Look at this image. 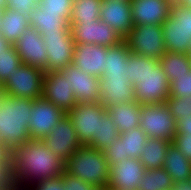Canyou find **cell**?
Returning <instances> with one entry per match:
<instances>
[{"label": "cell", "instance_id": "4316f807", "mask_svg": "<svg viewBox=\"0 0 191 190\" xmlns=\"http://www.w3.org/2000/svg\"><path fill=\"white\" fill-rule=\"evenodd\" d=\"M162 70L168 82L171 83L176 77H180L191 71V57L189 54L166 51L159 59Z\"/></svg>", "mask_w": 191, "mask_h": 190}, {"label": "cell", "instance_id": "c3c4849f", "mask_svg": "<svg viewBox=\"0 0 191 190\" xmlns=\"http://www.w3.org/2000/svg\"><path fill=\"white\" fill-rule=\"evenodd\" d=\"M8 45L9 43L0 34V54H1V51L4 50Z\"/></svg>", "mask_w": 191, "mask_h": 190}, {"label": "cell", "instance_id": "2e32d148", "mask_svg": "<svg viewBox=\"0 0 191 190\" xmlns=\"http://www.w3.org/2000/svg\"><path fill=\"white\" fill-rule=\"evenodd\" d=\"M42 97L62 108L66 113L77 105L74 92L71 91L68 81L60 71L44 73Z\"/></svg>", "mask_w": 191, "mask_h": 190}, {"label": "cell", "instance_id": "277c9868", "mask_svg": "<svg viewBox=\"0 0 191 190\" xmlns=\"http://www.w3.org/2000/svg\"><path fill=\"white\" fill-rule=\"evenodd\" d=\"M139 104H164L170 94V83L157 59L145 56V73L134 85Z\"/></svg>", "mask_w": 191, "mask_h": 190}, {"label": "cell", "instance_id": "8992f818", "mask_svg": "<svg viewBox=\"0 0 191 190\" xmlns=\"http://www.w3.org/2000/svg\"><path fill=\"white\" fill-rule=\"evenodd\" d=\"M140 128L148 138L172 142L176 134V121L166 103L140 104Z\"/></svg>", "mask_w": 191, "mask_h": 190}, {"label": "cell", "instance_id": "74e56055", "mask_svg": "<svg viewBox=\"0 0 191 190\" xmlns=\"http://www.w3.org/2000/svg\"><path fill=\"white\" fill-rule=\"evenodd\" d=\"M170 17L179 22V24L191 35V9L174 5L170 11Z\"/></svg>", "mask_w": 191, "mask_h": 190}, {"label": "cell", "instance_id": "5b68a950", "mask_svg": "<svg viewBox=\"0 0 191 190\" xmlns=\"http://www.w3.org/2000/svg\"><path fill=\"white\" fill-rule=\"evenodd\" d=\"M44 71L28 64H21L0 87V92L15 97L36 100L42 97Z\"/></svg>", "mask_w": 191, "mask_h": 190}, {"label": "cell", "instance_id": "ab89813d", "mask_svg": "<svg viewBox=\"0 0 191 190\" xmlns=\"http://www.w3.org/2000/svg\"><path fill=\"white\" fill-rule=\"evenodd\" d=\"M103 153L108 161L109 166L125 160L123 157L122 143L119 138L110 147H107Z\"/></svg>", "mask_w": 191, "mask_h": 190}, {"label": "cell", "instance_id": "603a6c76", "mask_svg": "<svg viewBox=\"0 0 191 190\" xmlns=\"http://www.w3.org/2000/svg\"><path fill=\"white\" fill-rule=\"evenodd\" d=\"M1 25L0 34L10 45H14L24 31L31 27L27 14L6 7L3 9Z\"/></svg>", "mask_w": 191, "mask_h": 190}, {"label": "cell", "instance_id": "d6986e66", "mask_svg": "<svg viewBox=\"0 0 191 190\" xmlns=\"http://www.w3.org/2000/svg\"><path fill=\"white\" fill-rule=\"evenodd\" d=\"M106 55V46L75 43L72 63L82 72L100 78L105 71Z\"/></svg>", "mask_w": 191, "mask_h": 190}, {"label": "cell", "instance_id": "f1b7e54d", "mask_svg": "<svg viewBox=\"0 0 191 190\" xmlns=\"http://www.w3.org/2000/svg\"><path fill=\"white\" fill-rule=\"evenodd\" d=\"M119 139L122 143L123 157L139 159L148 136L138 127L119 134Z\"/></svg>", "mask_w": 191, "mask_h": 190}, {"label": "cell", "instance_id": "db71d44e", "mask_svg": "<svg viewBox=\"0 0 191 190\" xmlns=\"http://www.w3.org/2000/svg\"><path fill=\"white\" fill-rule=\"evenodd\" d=\"M106 1L122 2V1H131V0H106Z\"/></svg>", "mask_w": 191, "mask_h": 190}, {"label": "cell", "instance_id": "e575fe53", "mask_svg": "<svg viewBox=\"0 0 191 190\" xmlns=\"http://www.w3.org/2000/svg\"><path fill=\"white\" fill-rule=\"evenodd\" d=\"M73 4V0H39L38 3L45 12L59 13L68 23H70Z\"/></svg>", "mask_w": 191, "mask_h": 190}, {"label": "cell", "instance_id": "60d3db41", "mask_svg": "<svg viewBox=\"0 0 191 190\" xmlns=\"http://www.w3.org/2000/svg\"><path fill=\"white\" fill-rule=\"evenodd\" d=\"M38 3L39 0H6V8L29 15Z\"/></svg>", "mask_w": 191, "mask_h": 190}, {"label": "cell", "instance_id": "d590c367", "mask_svg": "<svg viewBox=\"0 0 191 190\" xmlns=\"http://www.w3.org/2000/svg\"><path fill=\"white\" fill-rule=\"evenodd\" d=\"M145 73V56L130 53L128 56L127 74L133 86L140 82V78Z\"/></svg>", "mask_w": 191, "mask_h": 190}, {"label": "cell", "instance_id": "5bb4252c", "mask_svg": "<svg viewBox=\"0 0 191 190\" xmlns=\"http://www.w3.org/2000/svg\"><path fill=\"white\" fill-rule=\"evenodd\" d=\"M60 72L68 81L71 91L74 92L77 104L100 102L99 78L82 72L73 63L63 67Z\"/></svg>", "mask_w": 191, "mask_h": 190}, {"label": "cell", "instance_id": "52a82bcc", "mask_svg": "<svg viewBox=\"0 0 191 190\" xmlns=\"http://www.w3.org/2000/svg\"><path fill=\"white\" fill-rule=\"evenodd\" d=\"M124 41L131 53L153 59L166 52L162 25H134Z\"/></svg>", "mask_w": 191, "mask_h": 190}, {"label": "cell", "instance_id": "3957f363", "mask_svg": "<svg viewBox=\"0 0 191 190\" xmlns=\"http://www.w3.org/2000/svg\"><path fill=\"white\" fill-rule=\"evenodd\" d=\"M64 172L98 189H106L110 178V166L103 151L86 145L65 161Z\"/></svg>", "mask_w": 191, "mask_h": 190}, {"label": "cell", "instance_id": "484cf974", "mask_svg": "<svg viewBox=\"0 0 191 190\" xmlns=\"http://www.w3.org/2000/svg\"><path fill=\"white\" fill-rule=\"evenodd\" d=\"M170 143L168 140L148 138L139 157L146 170L163 168Z\"/></svg>", "mask_w": 191, "mask_h": 190}, {"label": "cell", "instance_id": "6da1fadb", "mask_svg": "<svg viewBox=\"0 0 191 190\" xmlns=\"http://www.w3.org/2000/svg\"><path fill=\"white\" fill-rule=\"evenodd\" d=\"M64 161L40 140H29L10 153V180L16 190L64 173Z\"/></svg>", "mask_w": 191, "mask_h": 190}, {"label": "cell", "instance_id": "7c38bea8", "mask_svg": "<svg viewBox=\"0 0 191 190\" xmlns=\"http://www.w3.org/2000/svg\"><path fill=\"white\" fill-rule=\"evenodd\" d=\"M43 143L64 162L81 147L70 117L64 115L43 140Z\"/></svg>", "mask_w": 191, "mask_h": 190}, {"label": "cell", "instance_id": "ee69618b", "mask_svg": "<svg viewBox=\"0 0 191 190\" xmlns=\"http://www.w3.org/2000/svg\"><path fill=\"white\" fill-rule=\"evenodd\" d=\"M11 188L10 161L0 160V190H9Z\"/></svg>", "mask_w": 191, "mask_h": 190}, {"label": "cell", "instance_id": "44dd1931", "mask_svg": "<svg viewBox=\"0 0 191 190\" xmlns=\"http://www.w3.org/2000/svg\"><path fill=\"white\" fill-rule=\"evenodd\" d=\"M105 107L119 134L140 127V104L136 101L110 104Z\"/></svg>", "mask_w": 191, "mask_h": 190}, {"label": "cell", "instance_id": "816d5d0a", "mask_svg": "<svg viewBox=\"0 0 191 190\" xmlns=\"http://www.w3.org/2000/svg\"><path fill=\"white\" fill-rule=\"evenodd\" d=\"M2 22H3V9H0V32H1Z\"/></svg>", "mask_w": 191, "mask_h": 190}, {"label": "cell", "instance_id": "f546056e", "mask_svg": "<svg viewBox=\"0 0 191 190\" xmlns=\"http://www.w3.org/2000/svg\"><path fill=\"white\" fill-rule=\"evenodd\" d=\"M118 138L117 127L113 124L112 117L105 111L99 120L98 137H95L88 146L104 151Z\"/></svg>", "mask_w": 191, "mask_h": 190}, {"label": "cell", "instance_id": "7bdbcfd3", "mask_svg": "<svg viewBox=\"0 0 191 190\" xmlns=\"http://www.w3.org/2000/svg\"><path fill=\"white\" fill-rule=\"evenodd\" d=\"M171 143L191 161V136H175Z\"/></svg>", "mask_w": 191, "mask_h": 190}, {"label": "cell", "instance_id": "681fc988", "mask_svg": "<svg viewBox=\"0 0 191 190\" xmlns=\"http://www.w3.org/2000/svg\"><path fill=\"white\" fill-rule=\"evenodd\" d=\"M181 6L191 9V0H181Z\"/></svg>", "mask_w": 191, "mask_h": 190}, {"label": "cell", "instance_id": "d4e9b609", "mask_svg": "<svg viewBox=\"0 0 191 190\" xmlns=\"http://www.w3.org/2000/svg\"><path fill=\"white\" fill-rule=\"evenodd\" d=\"M163 168L169 173L173 182L191 178V161L179 152L172 143L166 151Z\"/></svg>", "mask_w": 191, "mask_h": 190}, {"label": "cell", "instance_id": "9c48e42d", "mask_svg": "<svg viewBox=\"0 0 191 190\" xmlns=\"http://www.w3.org/2000/svg\"><path fill=\"white\" fill-rule=\"evenodd\" d=\"M69 24L71 36L75 43H89L112 47L124 41V38L120 34L101 20Z\"/></svg>", "mask_w": 191, "mask_h": 190}, {"label": "cell", "instance_id": "e0dca14e", "mask_svg": "<svg viewBox=\"0 0 191 190\" xmlns=\"http://www.w3.org/2000/svg\"><path fill=\"white\" fill-rule=\"evenodd\" d=\"M99 87L100 102L104 106L136 101L135 88L125 74H106L99 78Z\"/></svg>", "mask_w": 191, "mask_h": 190}, {"label": "cell", "instance_id": "7402d4cb", "mask_svg": "<svg viewBox=\"0 0 191 190\" xmlns=\"http://www.w3.org/2000/svg\"><path fill=\"white\" fill-rule=\"evenodd\" d=\"M166 51L189 54L191 35L170 16L162 23Z\"/></svg>", "mask_w": 191, "mask_h": 190}, {"label": "cell", "instance_id": "f35d334b", "mask_svg": "<svg viewBox=\"0 0 191 190\" xmlns=\"http://www.w3.org/2000/svg\"><path fill=\"white\" fill-rule=\"evenodd\" d=\"M62 184L65 190H95L96 188L90 186L87 182L67 173L62 174Z\"/></svg>", "mask_w": 191, "mask_h": 190}, {"label": "cell", "instance_id": "ac0fdd59", "mask_svg": "<svg viewBox=\"0 0 191 190\" xmlns=\"http://www.w3.org/2000/svg\"><path fill=\"white\" fill-rule=\"evenodd\" d=\"M130 5L134 25H162L172 9L167 0H131Z\"/></svg>", "mask_w": 191, "mask_h": 190}, {"label": "cell", "instance_id": "d6a6232c", "mask_svg": "<svg viewBox=\"0 0 191 190\" xmlns=\"http://www.w3.org/2000/svg\"><path fill=\"white\" fill-rule=\"evenodd\" d=\"M21 59L14 45H8L0 54V87L7 81L9 75L17 71Z\"/></svg>", "mask_w": 191, "mask_h": 190}, {"label": "cell", "instance_id": "836d02e7", "mask_svg": "<svg viewBox=\"0 0 191 190\" xmlns=\"http://www.w3.org/2000/svg\"><path fill=\"white\" fill-rule=\"evenodd\" d=\"M165 103L176 122L191 116V96L168 97Z\"/></svg>", "mask_w": 191, "mask_h": 190}, {"label": "cell", "instance_id": "30bf717a", "mask_svg": "<svg viewBox=\"0 0 191 190\" xmlns=\"http://www.w3.org/2000/svg\"><path fill=\"white\" fill-rule=\"evenodd\" d=\"M47 49V72L60 71L73 62L75 42L71 32L42 31Z\"/></svg>", "mask_w": 191, "mask_h": 190}, {"label": "cell", "instance_id": "f6af8a7d", "mask_svg": "<svg viewBox=\"0 0 191 190\" xmlns=\"http://www.w3.org/2000/svg\"><path fill=\"white\" fill-rule=\"evenodd\" d=\"M175 136H191V116L180 118L176 122Z\"/></svg>", "mask_w": 191, "mask_h": 190}, {"label": "cell", "instance_id": "cb8c5ba5", "mask_svg": "<svg viewBox=\"0 0 191 190\" xmlns=\"http://www.w3.org/2000/svg\"><path fill=\"white\" fill-rule=\"evenodd\" d=\"M31 28L48 32H70V24L59 13L45 12L39 5L28 15Z\"/></svg>", "mask_w": 191, "mask_h": 190}, {"label": "cell", "instance_id": "4dcf8cb0", "mask_svg": "<svg viewBox=\"0 0 191 190\" xmlns=\"http://www.w3.org/2000/svg\"><path fill=\"white\" fill-rule=\"evenodd\" d=\"M101 4L102 0L74 1L70 23H83L99 20Z\"/></svg>", "mask_w": 191, "mask_h": 190}, {"label": "cell", "instance_id": "4fadbf2b", "mask_svg": "<svg viewBox=\"0 0 191 190\" xmlns=\"http://www.w3.org/2000/svg\"><path fill=\"white\" fill-rule=\"evenodd\" d=\"M14 46L21 63L40 68L47 73V49L38 30L30 27L24 31Z\"/></svg>", "mask_w": 191, "mask_h": 190}, {"label": "cell", "instance_id": "1f68e13d", "mask_svg": "<svg viewBox=\"0 0 191 190\" xmlns=\"http://www.w3.org/2000/svg\"><path fill=\"white\" fill-rule=\"evenodd\" d=\"M173 181L164 168L146 170L137 190H172Z\"/></svg>", "mask_w": 191, "mask_h": 190}, {"label": "cell", "instance_id": "f5cc1de1", "mask_svg": "<svg viewBox=\"0 0 191 190\" xmlns=\"http://www.w3.org/2000/svg\"><path fill=\"white\" fill-rule=\"evenodd\" d=\"M6 7V0H0V9H4Z\"/></svg>", "mask_w": 191, "mask_h": 190}, {"label": "cell", "instance_id": "83f0119b", "mask_svg": "<svg viewBox=\"0 0 191 190\" xmlns=\"http://www.w3.org/2000/svg\"><path fill=\"white\" fill-rule=\"evenodd\" d=\"M130 53V49L125 41L119 45L107 47L105 71H103L101 77L109 73L110 75L127 74L128 56Z\"/></svg>", "mask_w": 191, "mask_h": 190}, {"label": "cell", "instance_id": "f907efd6", "mask_svg": "<svg viewBox=\"0 0 191 190\" xmlns=\"http://www.w3.org/2000/svg\"><path fill=\"white\" fill-rule=\"evenodd\" d=\"M169 3L174 6V5H181V0H167Z\"/></svg>", "mask_w": 191, "mask_h": 190}, {"label": "cell", "instance_id": "8fae6325", "mask_svg": "<svg viewBox=\"0 0 191 190\" xmlns=\"http://www.w3.org/2000/svg\"><path fill=\"white\" fill-rule=\"evenodd\" d=\"M29 131L31 140L42 141L67 113L43 97L33 100Z\"/></svg>", "mask_w": 191, "mask_h": 190}, {"label": "cell", "instance_id": "7dc6e473", "mask_svg": "<svg viewBox=\"0 0 191 190\" xmlns=\"http://www.w3.org/2000/svg\"><path fill=\"white\" fill-rule=\"evenodd\" d=\"M0 160L10 161V152L5 148L2 143H0Z\"/></svg>", "mask_w": 191, "mask_h": 190}, {"label": "cell", "instance_id": "9a60e30c", "mask_svg": "<svg viewBox=\"0 0 191 190\" xmlns=\"http://www.w3.org/2000/svg\"><path fill=\"white\" fill-rule=\"evenodd\" d=\"M146 168L136 158H128L110 166L107 190H137Z\"/></svg>", "mask_w": 191, "mask_h": 190}, {"label": "cell", "instance_id": "ba28073f", "mask_svg": "<svg viewBox=\"0 0 191 190\" xmlns=\"http://www.w3.org/2000/svg\"><path fill=\"white\" fill-rule=\"evenodd\" d=\"M105 111L101 102H87L79 103L67 112L81 145L88 146L98 137L99 120Z\"/></svg>", "mask_w": 191, "mask_h": 190}, {"label": "cell", "instance_id": "bcb514c9", "mask_svg": "<svg viewBox=\"0 0 191 190\" xmlns=\"http://www.w3.org/2000/svg\"><path fill=\"white\" fill-rule=\"evenodd\" d=\"M172 190H191V178L184 181L173 182Z\"/></svg>", "mask_w": 191, "mask_h": 190}, {"label": "cell", "instance_id": "7a4b0ae2", "mask_svg": "<svg viewBox=\"0 0 191 190\" xmlns=\"http://www.w3.org/2000/svg\"><path fill=\"white\" fill-rule=\"evenodd\" d=\"M33 100L0 92V143L11 153L30 140Z\"/></svg>", "mask_w": 191, "mask_h": 190}, {"label": "cell", "instance_id": "b9f144b4", "mask_svg": "<svg viewBox=\"0 0 191 190\" xmlns=\"http://www.w3.org/2000/svg\"><path fill=\"white\" fill-rule=\"evenodd\" d=\"M27 190H65L62 175L54 179L42 180L31 185Z\"/></svg>", "mask_w": 191, "mask_h": 190}, {"label": "cell", "instance_id": "8d00e7d4", "mask_svg": "<svg viewBox=\"0 0 191 190\" xmlns=\"http://www.w3.org/2000/svg\"><path fill=\"white\" fill-rule=\"evenodd\" d=\"M191 96V71L170 83L169 97Z\"/></svg>", "mask_w": 191, "mask_h": 190}, {"label": "cell", "instance_id": "ffe728a7", "mask_svg": "<svg viewBox=\"0 0 191 190\" xmlns=\"http://www.w3.org/2000/svg\"><path fill=\"white\" fill-rule=\"evenodd\" d=\"M99 20L110 25L113 30L125 38L134 26L130 1L102 0Z\"/></svg>", "mask_w": 191, "mask_h": 190}]
</instances>
